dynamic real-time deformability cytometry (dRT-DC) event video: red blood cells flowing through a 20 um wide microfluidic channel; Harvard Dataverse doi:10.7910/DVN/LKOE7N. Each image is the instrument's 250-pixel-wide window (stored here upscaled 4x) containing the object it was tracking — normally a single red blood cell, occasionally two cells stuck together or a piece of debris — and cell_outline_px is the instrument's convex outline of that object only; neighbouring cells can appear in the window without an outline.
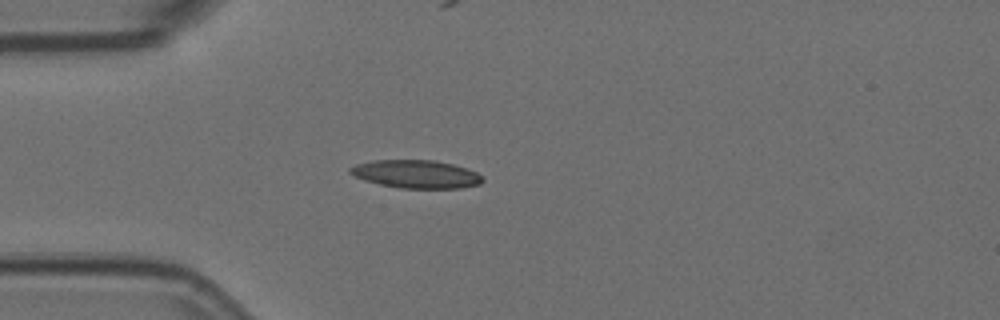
{"species": "Egyptian fruit bat (a non-hibernating species)", "species_latin": "Rousettus aegyptiacus", "temperature_condition": "room temperature", "stored_images_in_passage": 10, "camera_frame_rate_fps": 3000, "um_per_image_px": 0.085, "animal": {"sex": "female"}, "frame": {"image": 1, "passage_image": 6, "time_ms": 1.667, "image_size_px": [1000, 320], "cell_outline_px": [[484, 180], [480, 184], [460, 188], [400, 188], [380, 184], [364, 180], [348, 172], [348, 168], [356, 164], [372, 160], [436, 160], [452, 164], [476, 172], [484, 176]], "centroid_in_image_um": [35.37, 14.79], "position_along_channel_um": 49.6, "area_um2": 21.68}}
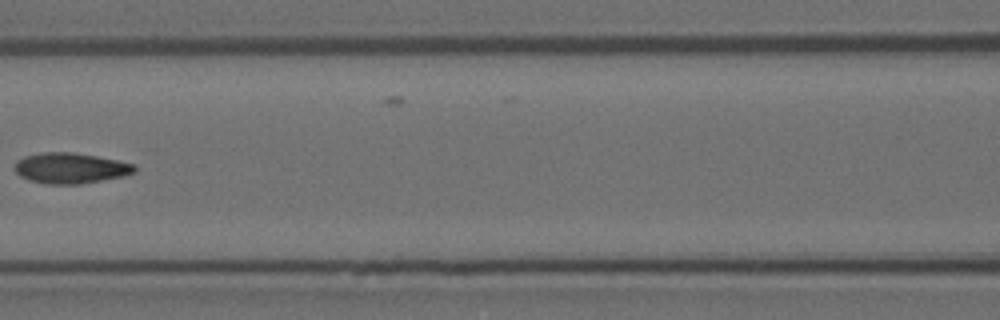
{"frame": {"image": 2, "passage_image": 9, "time_ms": 2.667, "image_size_px": [1000, 320], "cell_outline_px": [[136, 172], [120, 176], [80, 184], [48, 184], [28, 180], [20, 176], [16, 172], [16, 160], [24, 156], [40, 152], [72, 152], [96, 156], [136, 164]], "centroid_in_image_um": [5.97, 14.28], "position_along_channel_um": 160.6, "area_um2": 21.27}}